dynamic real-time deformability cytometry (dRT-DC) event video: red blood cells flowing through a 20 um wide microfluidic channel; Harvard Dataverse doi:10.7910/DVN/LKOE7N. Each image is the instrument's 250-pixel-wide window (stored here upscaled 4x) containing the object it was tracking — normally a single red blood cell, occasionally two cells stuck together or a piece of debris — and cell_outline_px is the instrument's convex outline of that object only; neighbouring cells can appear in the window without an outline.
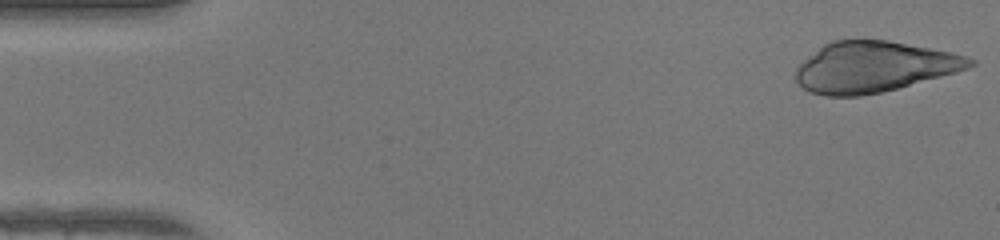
{"species": "human", "species_latin": "Homo sapiens", "temperature_condition": "warm", "stored_images_in_passage": 47, "camera_frame_rate_fps": 3000, "um_per_image_px": 0.085, "donor": {"sex": "female"}, "frame": {"image": 1, "passage_image": 1, "time_ms": 0.0, "image_size_px": [1000, 240], "cell_outline_px": [[976, 64], [968, 68], [956, 72], [896, 88], [880, 92], [860, 96], [824, 96], [812, 92], [804, 88], [796, 80], [796, 68], [808, 56], [824, 44], [832, 40], [888, 40], [952, 52], [976, 60]], "centroid_in_image_um": [74.27, 5.68], "position_along_channel_um": 10.7, "area_um2": 50.98}}
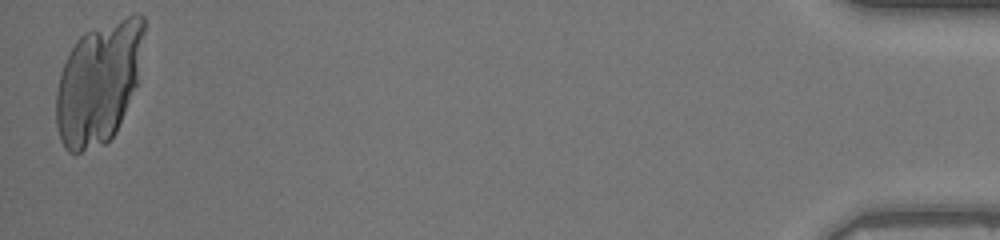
{"frame": {"image": 2, "passage_image": 47, "time_ms": 15.333, "image_size_px": [1000, 240], "cell_outline_px": [[144, 32], [136, 84], [116, 132], [104, 144], [80, 152], [68, 152], [64, 148], [60, 140], [56, 124], [56, 92], [60, 72], [76, 40], [84, 32], [136, 12], [140, 12], [144, 16]], "centroid_in_image_um": [8.37, 7.03], "position_along_channel_um": 426.8, "area_um2": 62.14}}